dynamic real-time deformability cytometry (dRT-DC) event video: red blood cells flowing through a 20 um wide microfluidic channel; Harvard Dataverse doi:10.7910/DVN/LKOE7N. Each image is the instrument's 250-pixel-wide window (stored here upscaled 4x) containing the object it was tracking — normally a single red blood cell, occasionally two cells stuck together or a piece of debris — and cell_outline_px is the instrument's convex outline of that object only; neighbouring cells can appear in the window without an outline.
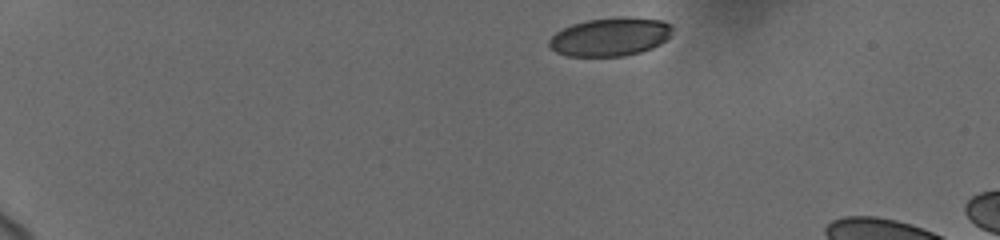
{"species": "human", "species_latin": "Homo sapiens", "temperature_condition": "cold", "stored_images_in_passage": 6, "camera_frame_rate_fps": 3000, "um_per_image_px": 0.085, "donor": {"sex": "female"}, "frame": {"image": 1, "passage_image": 1, "time_ms": 0.0, "image_size_px": [1000, 240], "cell_outline_px": [[672, 28], [668, 36], [660, 44], [652, 48], [640, 52], [624, 56], [568, 56], [556, 52], [548, 44], [548, 40], [556, 32], [572, 24], [588, 20], [664, 20], [672, 24]], "centroid_in_image_um": [51.82, 3.19], "position_along_channel_um": 33.2, "area_um2": 26.47}}
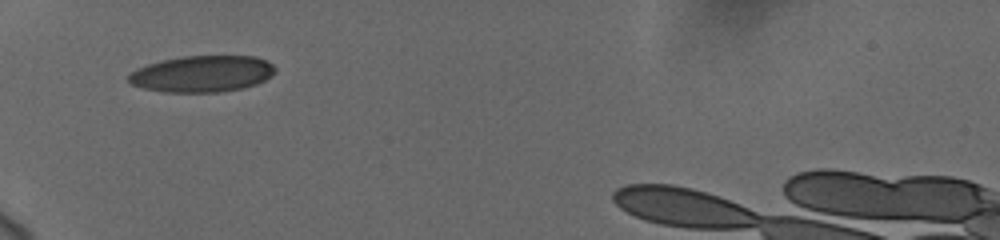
{"frame": {"image": 2, "passage_image": 5, "time_ms": 3.333, "image_size_px": [1000, 240], "cell_outline_px": [[276, 72], [272, 76], [256, 84], [240, 88], [220, 92], [164, 92], [144, 88], [132, 84], [128, 80], [128, 76], [136, 68], [160, 60], [184, 56], [256, 56], [268, 60], [276, 68]], "centroid_in_image_um": [17.21, 6.26], "position_along_channel_um": 67.8, "area_um2": 31.21}}